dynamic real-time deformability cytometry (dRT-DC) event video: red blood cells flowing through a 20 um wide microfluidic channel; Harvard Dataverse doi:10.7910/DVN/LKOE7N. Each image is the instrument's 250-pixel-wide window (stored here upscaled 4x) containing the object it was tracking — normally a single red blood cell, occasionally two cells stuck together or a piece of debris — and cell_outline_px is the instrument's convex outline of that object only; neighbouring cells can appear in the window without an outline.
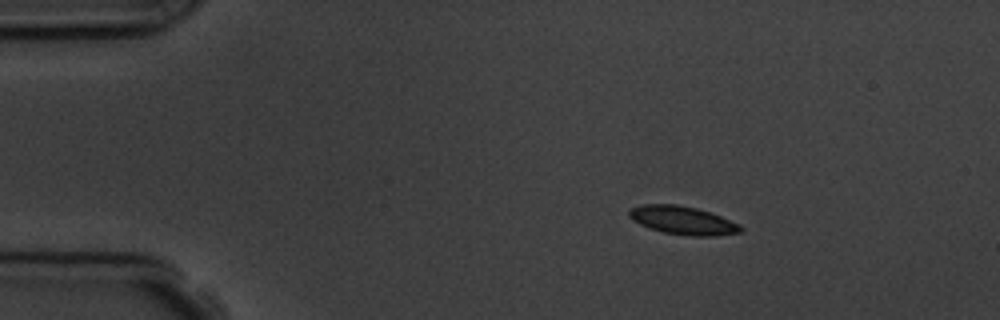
{"species": "common noctule bat (a hibernating species)", "species_latin": "Nyctalus noctula", "temperature_condition": "room temperature", "stored_images_in_passage": 3, "camera_frame_rate_fps": 3000, "um_per_image_px": 0.085, "animal": {"sex": "male", "body_mass_g": 19.5, "forearm_length_mm": 54.6}, "frame": {"image": 1, "passage_image": 1, "time_ms": 0.0, "image_size_px": [1000, 320], "cell_outline_px": [[744, 228], [740, 232], [716, 236], [692, 236], [664, 232], [648, 228], [632, 220], [628, 216], [628, 212], [632, 208], [640, 204], [676, 204], [696, 208], [720, 216], [740, 224]], "centroid_in_image_um": [58.02, 18.73], "position_along_channel_um": 27.0, "area_um2": 18.38}}